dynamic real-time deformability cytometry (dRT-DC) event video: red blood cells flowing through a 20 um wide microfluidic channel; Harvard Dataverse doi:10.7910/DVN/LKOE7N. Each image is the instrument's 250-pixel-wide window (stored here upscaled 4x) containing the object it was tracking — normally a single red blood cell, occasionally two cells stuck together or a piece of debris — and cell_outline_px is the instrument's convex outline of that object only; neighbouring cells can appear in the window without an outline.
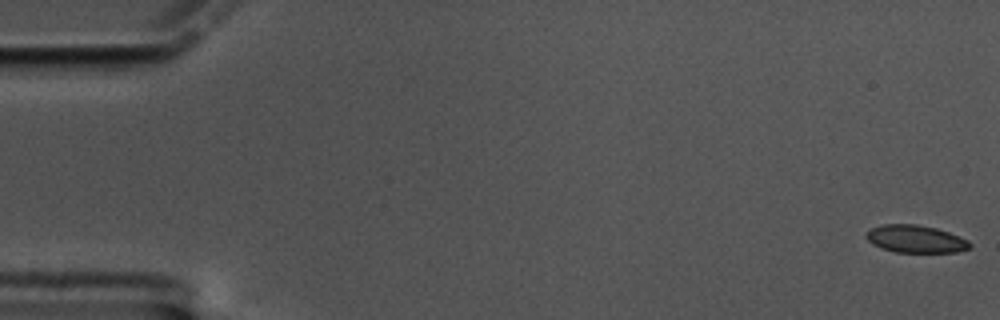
{"species": "common noctule bat (a hibernating species)", "species_latin": "Nyctalus noctula", "temperature_condition": "cold", "stored_images_in_passage": 60, "camera_frame_rate_fps": 3000, "um_per_image_px": 0.085, "animal": {"sex": "male", "body_mass_g": 17.5, "forearm_length_mm": 52.3}, "frame": {"image": 1, "passage_image": 1, "time_ms": 0.0, "image_size_px": [1000, 320], "cell_outline_px": [[972, 248], [956, 252], [896, 252], [880, 248], [872, 244], [864, 236], [872, 228], [884, 224], [916, 224], [936, 228], [948, 232], [968, 240], [972, 244]], "centroid_in_image_um": [77.84, 20.32], "position_along_channel_um": 7.2, "area_um2": 16.65}}
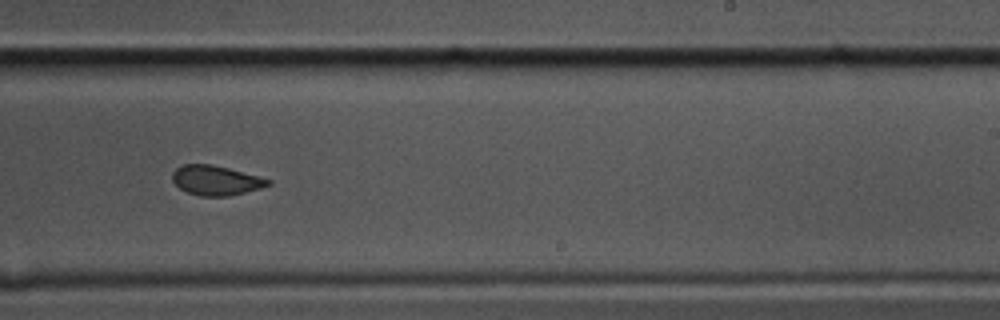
{"frame": {"image": 2, "passage_image": 37, "time_ms": 12.0, "image_size_px": [1000, 320], "cell_outline_px": [[272, 184], [260, 188], [228, 196], [200, 196], [188, 192], [180, 188], [172, 180], [172, 172], [176, 168], [184, 164], [212, 164], [260, 176], [272, 180]], "centroid_in_image_um": [18.36, 15.32], "position_along_channel_um": 270.6, "area_um2": 16.53}}
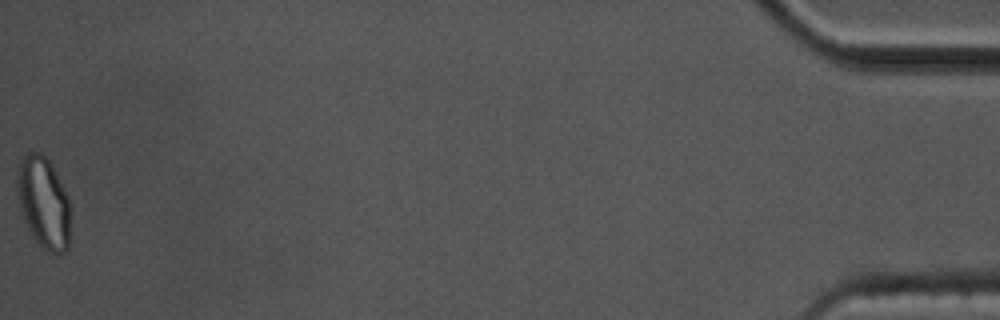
{"frame": {"image": 3, "passage_image": 60, "time_ms": 19.667, "image_size_px": [1000, 320], "cell_outline_px": [[72, 208], [68, 248], [64, 252], [52, 252], [44, 248], [32, 236], [24, 220], [16, 196], [16, 176], [20, 156], [28, 152], [40, 152], [52, 164], [68, 196]], "centroid_in_image_um": [3.7, 17.17], "position_along_channel_um": 431.5, "area_um2": 29.07}, "authors_computed_cell_mechanics": {"area_um2": 17.629, "velocity_mm_per_s": 3.3909, "shape_relaxation_time_tau1_ms": 5.1973, "shape_relaxation_time_tau2_ms": 1.6121, "deformation_change_tau1": 0.1258, "deformation_change_tau2": 0.0446}}